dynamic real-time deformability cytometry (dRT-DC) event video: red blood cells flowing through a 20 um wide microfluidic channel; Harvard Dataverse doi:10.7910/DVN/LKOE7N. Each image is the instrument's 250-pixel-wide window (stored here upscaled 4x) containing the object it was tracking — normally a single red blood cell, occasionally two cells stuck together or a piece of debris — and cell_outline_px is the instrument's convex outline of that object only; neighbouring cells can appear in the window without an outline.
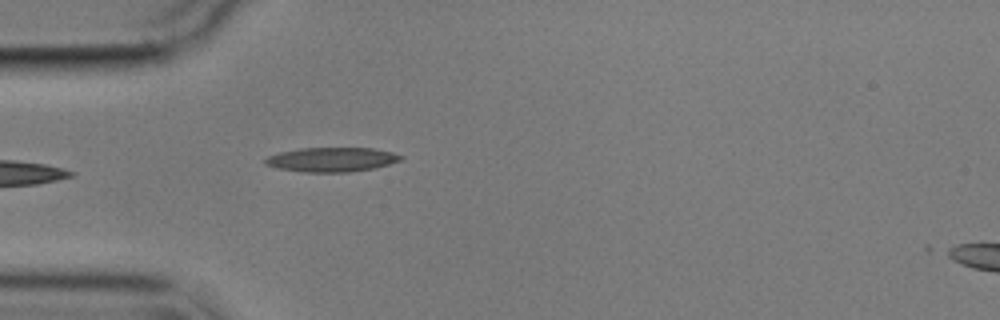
{"species": "common noctule bat (a hibernating species)", "species_latin": "Nyctalus noctula", "temperature_condition": "cold", "stored_images_in_passage": 6, "segment_of_instrument_passage": [1, 2], "camera_frame_rate_fps": 3000, "um_per_image_px": 0.085, "animal": {"sex": "male", "body_mass_g": 17.9}, "frame": {"image": 1, "passage_image": 5, "time_ms": 4.667, "image_size_px": [1000, 320], "cell_outline_px": [[404, 156], [400, 160], [388, 164], [372, 168], [348, 172], [304, 172], [276, 168], [264, 164], [264, 160], [268, 156], [280, 152], [300, 148], [372, 148], [392, 152]], "centroid_in_image_um": [28.15, 13.56], "position_along_channel_um": 56.8, "area_um2": 19.13}}